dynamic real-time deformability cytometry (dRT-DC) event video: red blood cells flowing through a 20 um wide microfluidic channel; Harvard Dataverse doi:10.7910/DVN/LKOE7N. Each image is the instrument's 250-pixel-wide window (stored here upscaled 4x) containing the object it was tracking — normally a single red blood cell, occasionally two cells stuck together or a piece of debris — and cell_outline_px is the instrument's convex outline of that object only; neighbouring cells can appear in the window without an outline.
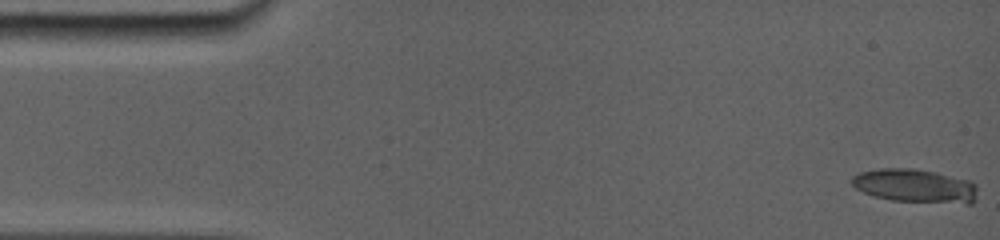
{"species": "common noctule bat (a hibernating species)", "species_latin": "Nyctalus noctula", "temperature_condition": "room temperature", "stored_images_in_passage": 5, "camera_frame_rate_fps": 5000, "um_per_image_px": 0.085, "animal": {"sex": "female", "body_mass_g": 19.0, "forearm_length_mm": 56.7}, "frame": {"image": 1, "passage_image": 1, "time_ms": 0.0, "image_size_px": [1000, 240], "cell_outline_px": [[976, 200], [972, 204], [964, 204], [888, 200], [864, 192], [856, 188], [852, 184], [852, 176], [860, 172], [932, 172], [968, 180], [976, 188]], "centroid_in_image_um": [77.88, 15.9], "position_along_channel_um": 7.1, "area_um2": 22.95}}